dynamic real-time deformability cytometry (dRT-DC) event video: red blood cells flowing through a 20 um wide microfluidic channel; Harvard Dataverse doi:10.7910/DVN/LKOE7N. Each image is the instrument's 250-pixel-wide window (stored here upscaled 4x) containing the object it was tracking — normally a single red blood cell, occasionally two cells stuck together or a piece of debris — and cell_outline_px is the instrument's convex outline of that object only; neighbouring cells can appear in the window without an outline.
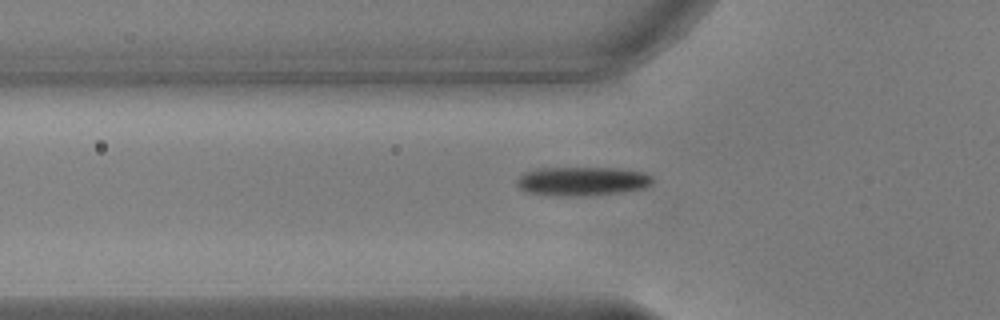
{"species": "common noctule bat (a hibernating species)", "species_latin": "Nyctalus noctula", "temperature_condition": "warm", "stored_images_in_passage": 38, "camera_frame_rate_fps": 3000, "um_per_image_px": 0.085, "animal": {"sex": "male", "body_mass_g": 17.9, "forearm_length_mm": 54.2}, "frame": {"image": 1, "passage_image": 7, "time_ms": 2.0, "image_size_px": [1000, 320], "cell_outline_px": [[652, 180], [648, 184], [640, 188], [616, 192], [576, 196], [560, 196], [528, 192], [520, 188], [516, 184], [516, 180], [524, 172], [536, 168], [620, 168], [644, 172], [652, 176]], "centroid_in_image_um": [49.42, 15.38], "position_along_channel_um": 76.4, "area_um2": 22.48}}
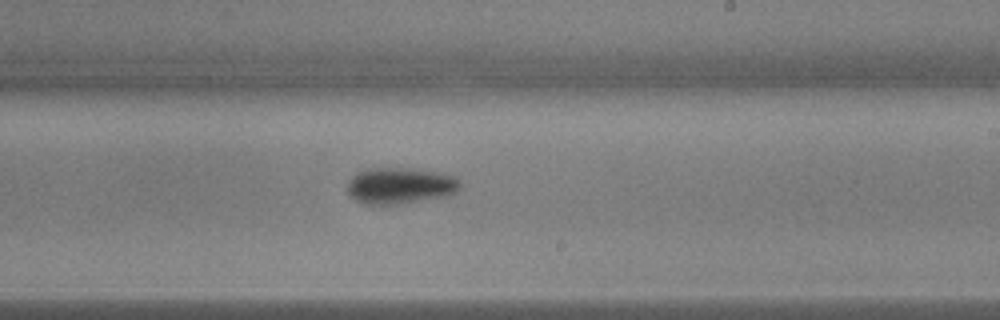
{"frame": {"image": 2, "passage_image": 21, "time_ms": 6.667, "image_size_px": [1000, 320], "cell_outline_px": [[460, 184], [456, 192], [444, 196], [400, 204], [364, 204], [356, 200], [348, 192], [348, 180], [356, 172], [368, 168], [404, 168], [440, 172], [456, 176]], "centroid_in_image_um": [33.99, 15.77], "position_along_channel_um": 255.0, "area_um2": 23.76}}
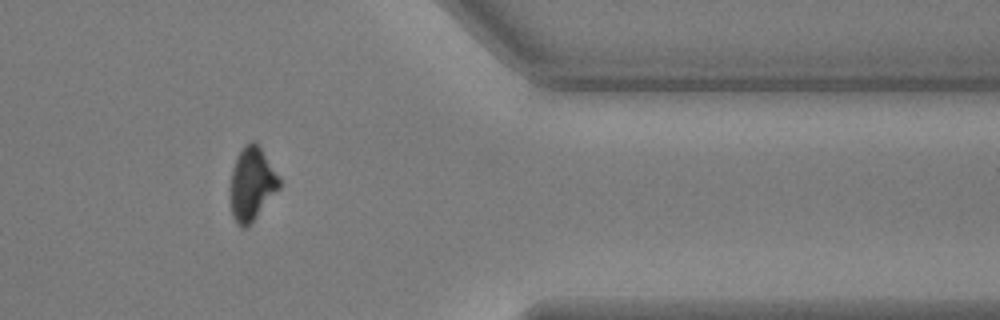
{"frame": {"image": 3, "passage_image": 33, "time_ms": 10.667, "image_size_px": [1000, 320], "cell_outline_px": [[280, 188], [248, 228], [240, 228], [236, 224], [232, 216], [228, 196], [228, 192], [232, 168], [236, 156], [244, 144], [252, 140], [260, 148], [280, 176]], "centroid_in_image_um": [21.36, 15.68], "position_along_channel_um": 390.0, "area_um2": 21.62}}